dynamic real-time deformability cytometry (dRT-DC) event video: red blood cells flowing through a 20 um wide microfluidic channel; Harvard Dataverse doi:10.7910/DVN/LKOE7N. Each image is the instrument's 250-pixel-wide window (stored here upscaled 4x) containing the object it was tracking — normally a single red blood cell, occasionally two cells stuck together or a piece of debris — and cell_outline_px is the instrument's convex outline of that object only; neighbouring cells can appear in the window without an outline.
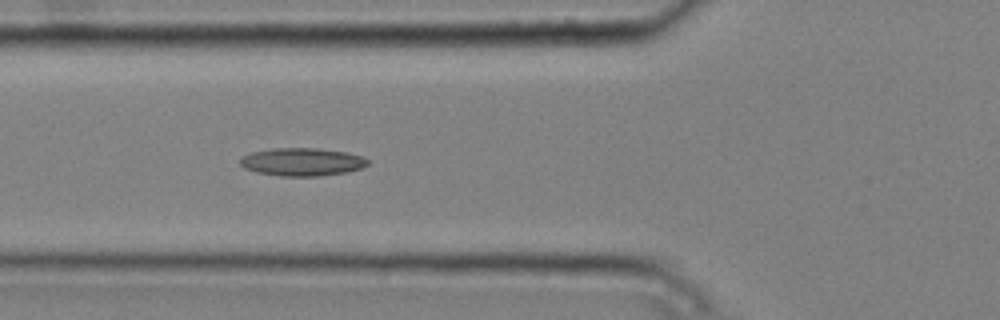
{"species": "common noctule bat (a hibernating species)", "species_latin": "Nyctalus noctula", "temperature_condition": "cold", "stored_images_in_passage": 5, "camera_frame_rate_fps": 3000, "um_per_image_px": 0.085, "animal": {"sex": "male", "body_mass_g": 20.4}, "frame": {"image": 1, "passage_image": 5, "time_ms": 1.333, "image_size_px": [1000, 320], "cell_outline_px": [[368, 164], [360, 168], [348, 172], [316, 176], [280, 176], [256, 172], [244, 168], [240, 164], [240, 160], [244, 156], [252, 152], [272, 148], [320, 148], [348, 152], [364, 156], [368, 160]], "centroid_in_image_um": [25.7, 13.75], "position_along_channel_um": 100.1, "area_um2": 20.87}}